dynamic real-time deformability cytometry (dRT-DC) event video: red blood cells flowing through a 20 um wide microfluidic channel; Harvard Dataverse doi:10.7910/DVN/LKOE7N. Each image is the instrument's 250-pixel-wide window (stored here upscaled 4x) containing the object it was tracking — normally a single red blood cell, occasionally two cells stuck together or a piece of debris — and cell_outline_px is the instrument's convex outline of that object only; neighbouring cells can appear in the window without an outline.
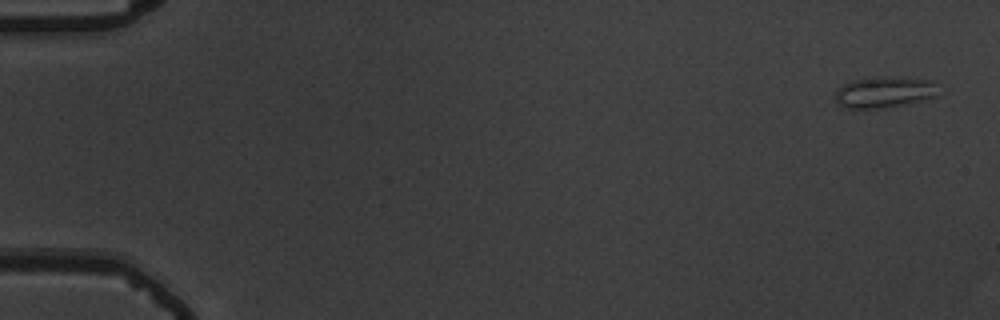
{"species": "common noctule bat (a hibernating species)", "species_latin": "Nyctalus noctula", "temperature_condition": "warm", "stored_images_in_passage": 55, "camera_frame_rate_fps": 3000, "um_per_image_px": 0.085, "animal": {"sex": "male", "body_mass_g": 19.5, "forearm_length_mm": 54.6}, "frame": {"image": 1, "passage_image": 1, "time_ms": 0.0, "image_size_px": [1000, 320], "cell_outline_px": [[940, 96], [904, 104], [880, 108], [848, 108], [840, 104], [836, 100], [836, 92], [844, 84], [852, 80], [876, 76], [884, 76], [928, 80], [932, 84]], "centroid_in_image_um": [75.15, 7.83], "position_along_channel_um": 9.9, "area_um2": 18.32}}
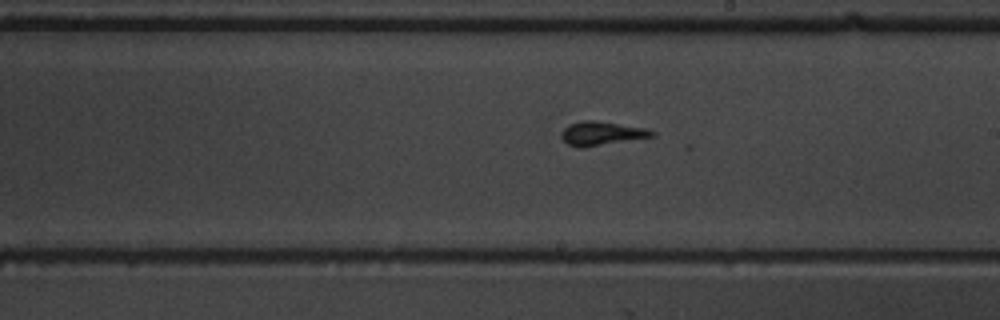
{"frame": {"image": 2, "passage_image": 32, "time_ms": 10.333, "image_size_px": [1000, 320], "cell_outline_px": [[656, 136], [580, 148], [568, 144], [560, 136], [564, 128], [568, 124], [580, 120], [592, 120], [648, 128], [656, 132]], "centroid_in_image_um": [51.15, 11.33], "position_along_channel_um": 237.8, "area_um2": 12.6}}
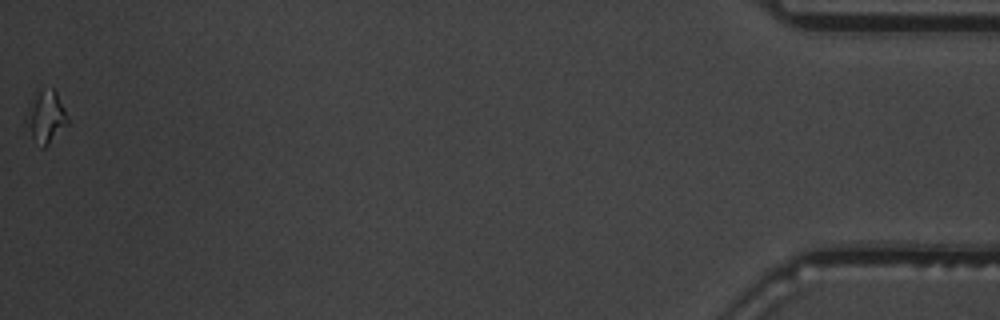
{"frame": {"image": 3, "passage_image": 55, "time_ms": 18.0, "image_size_px": [1000, 320], "cell_outline_px": [[68, 124], [44, 148], [40, 148], [24, 124], [24, 120], [28, 104], [40, 92], [52, 88], [56, 92], [68, 116]], "centroid_in_image_um": [3.88, 9.98], "position_along_channel_um": 431.3, "area_um2": 12.43}}